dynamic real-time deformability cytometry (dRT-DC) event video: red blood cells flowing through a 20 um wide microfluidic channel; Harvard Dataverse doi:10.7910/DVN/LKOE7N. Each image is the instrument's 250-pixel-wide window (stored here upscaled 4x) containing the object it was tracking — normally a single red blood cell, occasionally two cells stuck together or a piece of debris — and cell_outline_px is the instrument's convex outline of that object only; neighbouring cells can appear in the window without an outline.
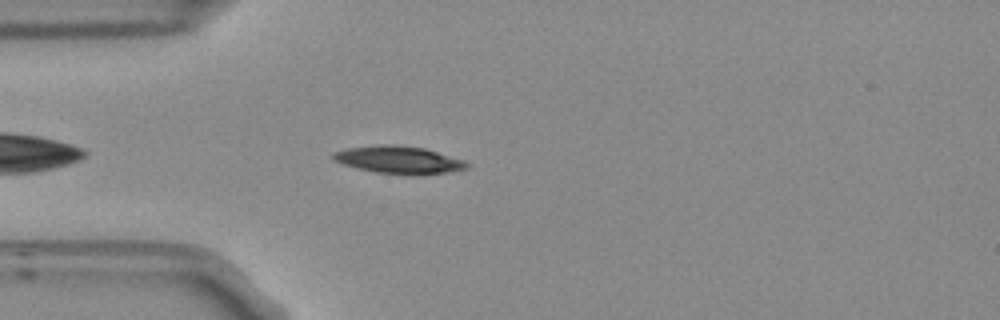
{"species": "Egyptian fruit bat (a non-hibernating species)", "species_latin": "Rousettus aegyptiacus", "temperature_condition": "room temperature", "stored_images_in_passage": 43, "camera_frame_rate_fps": 3000, "um_per_image_px": 0.085, "frame": {"image": 1, "passage_image": 4, "time_ms": 1.0, "image_size_px": [1000, 320], "cell_outline_px": [[468, 168], [448, 172], [376, 172], [356, 168], [332, 160], [332, 152], [348, 148], [384, 144], [392, 144], [424, 148], [464, 160], [468, 164]], "centroid_in_image_um": [33.82, 13.54], "position_along_channel_um": 51.2, "area_um2": 20.46}}
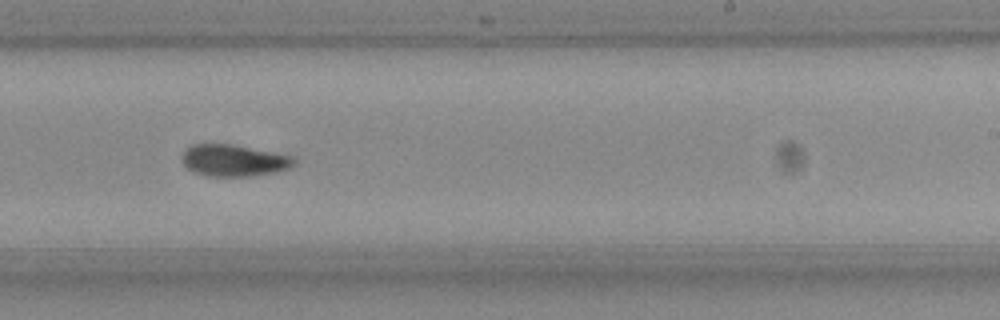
{"frame": {"image": 2, "passage_image": 22, "time_ms": 7.0, "image_size_px": [1000, 320], "cell_outline_px": [[296, 164], [292, 168], [276, 172], [248, 176], [208, 176], [196, 172], [188, 168], [184, 164], [180, 156], [184, 148], [192, 144], [228, 144], [296, 156]], "centroid_in_image_um": [19.9, 13.63], "position_along_channel_um": 269.1, "area_um2": 20.87}}
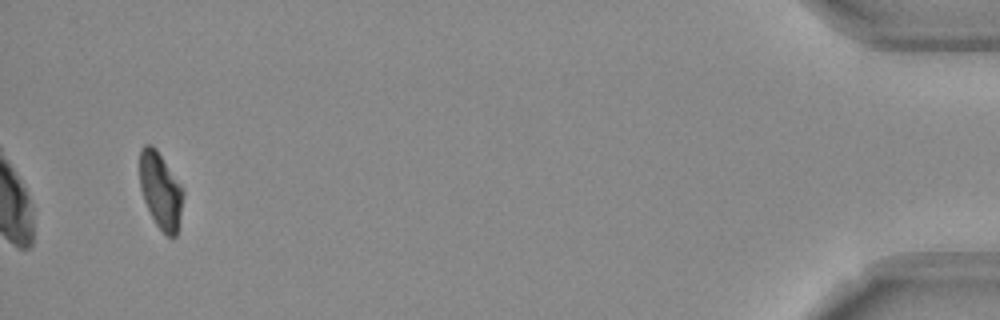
{"frame": {"image": 3, "passage_image": 41, "time_ms": 13.333, "image_size_px": [1000, 320], "cell_outline_px": [[184, 192], [176, 236], [168, 236], [156, 224], [144, 200], [140, 188], [140, 148], [144, 144], [152, 144], [156, 148], [184, 188]], "centroid_in_image_um": [13.65, 16.13], "position_along_channel_um": 421.6, "area_um2": 19.19}, "authors_computed_cell_mechanics": {"area_um2": 20.7502, "velocity_mm_per_s": 3.7538, "shape_relaxation_time_tau1_ms": 2.7504, "shape_relaxation_time_tau2_ms": 4.5446, "deformation_change_tau1": 0.1385, "deformation_change_tau2": 0.105}}